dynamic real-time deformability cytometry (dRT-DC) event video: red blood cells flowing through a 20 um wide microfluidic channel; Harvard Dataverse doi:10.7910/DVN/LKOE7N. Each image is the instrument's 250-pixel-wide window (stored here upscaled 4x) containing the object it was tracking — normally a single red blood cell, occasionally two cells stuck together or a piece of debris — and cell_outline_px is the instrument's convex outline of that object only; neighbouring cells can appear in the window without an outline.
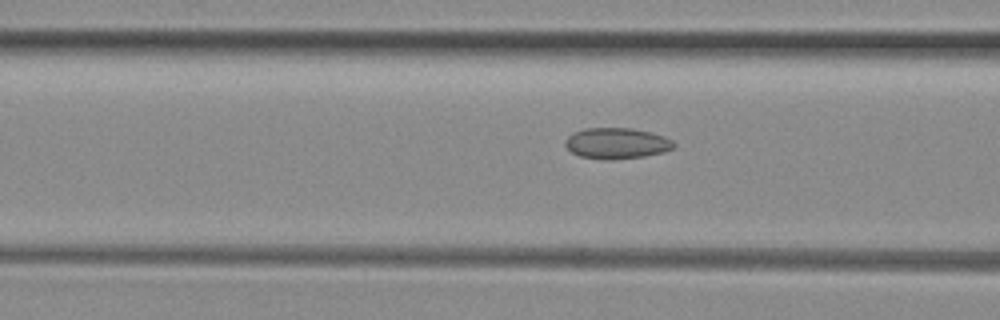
{"species": "common noctule bat (a hibernating species)", "species_latin": "Nyctalus noctula", "temperature_condition": "room temperature", "stored_images_in_passage": 50, "camera_frame_rate_fps": 3000, "um_per_image_px": 0.085, "animal": {"sex": "female", "body_mass_g": 29.2, "forearm_length_mm": 56.3}, "frame": {"image": 1, "passage_image": 18, "time_ms": 5.667, "image_size_px": [1000, 320], "cell_outline_px": [[676, 144], [672, 148], [664, 152], [644, 156], [612, 160], [604, 160], [580, 156], [572, 152], [564, 144], [564, 140], [572, 132], [584, 128], [632, 128], [652, 132], [664, 136], [672, 140]], "centroid_in_image_um": [52.4, 12.17], "position_along_channel_um": 114.2, "area_um2": 19.77}}
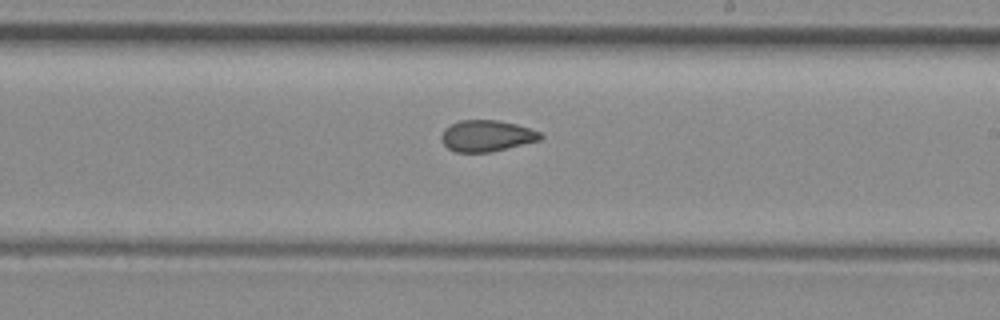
{"frame": {"image": 2, "passage_image": 28, "time_ms": 9.0, "image_size_px": [1000, 320], "cell_outline_px": [[544, 136], [540, 140], [492, 152], [456, 152], [448, 148], [440, 140], [440, 136], [444, 128], [460, 120], [496, 120], [516, 124], [540, 132]], "centroid_in_image_um": [41.35, 11.55], "position_along_channel_um": 247.7, "area_um2": 18.09}}
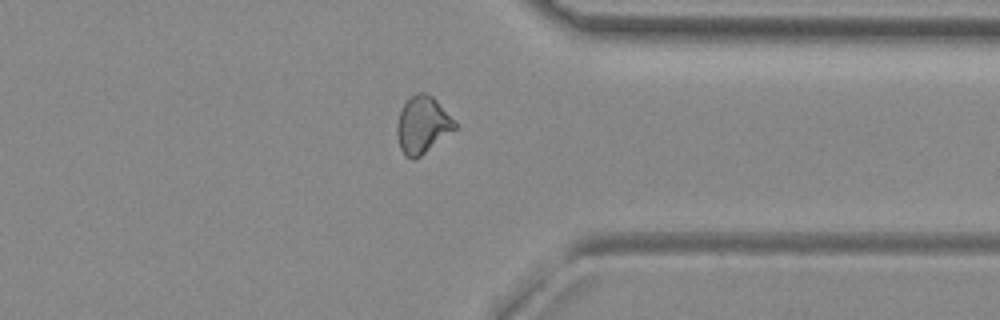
{"frame": {"image": 3, "passage_image": 38, "time_ms": 12.333, "image_size_px": [1000, 320], "cell_outline_px": [[456, 128], [420, 156], [412, 160], [400, 148], [396, 132], [396, 124], [400, 112], [404, 104], [416, 92], [424, 92], [432, 96], [456, 120]], "centroid_in_image_um": [35.91, 10.59], "position_along_channel_um": 375.5, "area_um2": 18.96}, "authors_computed_cell_mechanics": {"area_um2": 19.2474, "velocity_mm_per_s": 4.0111, "shape_relaxation_time_tau1_ms": null, "shape_relaxation_time_tau2_ms": 2.3292, "deformation_change_tau1": null, "deformation_change_tau2": 0.0738}}